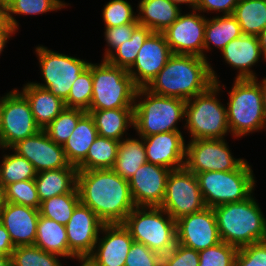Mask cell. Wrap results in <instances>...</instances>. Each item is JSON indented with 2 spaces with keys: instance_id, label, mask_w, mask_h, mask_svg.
<instances>
[{
  "instance_id": "cell-1",
  "label": "cell",
  "mask_w": 266,
  "mask_h": 266,
  "mask_svg": "<svg viewBox=\"0 0 266 266\" xmlns=\"http://www.w3.org/2000/svg\"><path fill=\"white\" fill-rule=\"evenodd\" d=\"M77 190L80 203L89 207L104 224H122L136 207L128 181L113 169L78 171Z\"/></svg>"
},
{
  "instance_id": "cell-2",
  "label": "cell",
  "mask_w": 266,
  "mask_h": 266,
  "mask_svg": "<svg viewBox=\"0 0 266 266\" xmlns=\"http://www.w3.org/2000/svg\"><path fill=\"white\" fill-rule=\"evenodd\" d=\"M209 59L172 54L165 66L145 87L151 93L187 101L219 82Z\"/></svg>"
},
{
  "instance_id": "cell-3",
  "label": "cell",
  "mask_w": 266,
  "mask_h": 266,
  "mask_svg": "<svg viewBox=\"0 0 266 266\" xmlns=\"http://www.w3.org/2000/svg\"><path fill=\"white\" fill-rule=\"evenodd\" d=\"M253 195L213 208L221 241L237 249L266 240V218Z\"/></svg>"
},
{
  "instance_id": "cell-4",
  "label": "cell",
  "mask_w": 266,
  "mask_h": 266,
  "mask_svg": "<svg viewBox=\"0 0 266 266\" xmlns=\"http://www.w3.org/2000/svg\"><path fill=\"white\" fill-rule=\"evenodd\" d=\"M186 101L177 97L160 96L145 87L136 91L133 128L140 137L181 131L177 124L185 120Z\"/></svg>"
},
{
  "instance_id": "cell-5",
  "label": "cell",
  "mask_w": 266,
  "mask_h": 266,
  "mask_svg": "<svg viewBox=\"0 0 266 266\" xmlns=\"http://www.w3.org/2000/svg\"><path fill=\"white\" fill-rule=\"evenodd\" d=\"M226 106L230 135L242 138L266 130V114L260 80L235 79Z\"/></svg>"
},
{
  "instance_id": "cell-6",
  "label": "cell",
  "mask_w": 266,
  "mask_h": 266,
  "mask_svg": "<svg viewBox=\"0 0 266 266\" xmlns=\"http://www.w3.org/2000/svg\"><path fill=\"white\" fill-rule=\"evenodd\" d=\"M223 87L226 85L216 82L207 91L186 101L183 127L191 140L224 139L229 135L226 106L218 99Z\"/></svg>"
},
{
  "instance_id": "cell-7",
  "label": "cell",
  "mask_w": 266,
  "mask_h": 266,
  "mask_svg": "<svg viewBox=\"0 0 266 266\" xmlns=\"http://www.w3.org/2000/svg\"><path fill=\"white\" fill-rule=\"evenodd\" d=\"M122 224L135 242L160 255L176 244V221L161 207L136 206Z\"/></svg>"
},
{
  "instance_id": "cell-8",
  "label": "cell",
  "mask_w": 266,
  "mask_h": 266,
  "mask_svg": "<svg viewBox=\"0 0 266 266\" xmlns=\"http://www.w3.org/2000/svg\"><path fill=\"white\" fill-rule=\"evenodd\" d=\"M93 78L92 99L89 110L134 108L138 87L127 69L110 64L91 62Z\"/></svg>"
},
{
  "instance_id": "cell-9",
  "label": "cell",
  "mask_w": 266,
  "mask_h": 266,
  "mask_svg": "<svg viewBox=\"0 0 266 266\" xmlns=\"http://www.w3.org/2000/svg\"><path fill=\"white\" fill-rule=\"evenodd\" d=\"M206 207L215 208L250 197L256 186L252 166L245 160L236 170L196 174Z\"/></svg>"
},
{
  "instance_id": "cell-10",
  "label": "cell",
  "mask_w": 266,
  "mask_h": 266,
  "mask_svg": "<svg viewBox=\"0 0 266 266\" xmlns=\"http://www.w3.org/2000/svg\"><path fill=\"white\" fill-rule=\"evenodd\" d=\"M44 83L33 82L47 89L62 101H66L73 82L89 66L88 61L48 49L43 45L35 47Z\"/></svg>"
},
{
  "instance_id": "cell-11",
  "label": "cell",
  "mask_w": 266,
  "mask_h": 266,
  "mask_svg": "<svg viewBox=\"0 0 266 266\" xmlns=\"http://www.w3.org/2000/svg\"><path fill=\"white\" fill-rule=\"evenodd\" d=\"M40 130L29 102L17 88L1 97L0 150L7 151L17 142Z\"/></svg>"
},
{
  "instance_id": "cell-12",
  "label": "cell",
  "mask_w": 266,
  "mask_h": 266,
  "mask_svg": "<svg viewBox=\"0 0 266 266\" xmlns=\"http://www.w3.org/2000/svg\"><path fill=\"white\" fill-rule=\"evenodd\" d=\"M160 207L175 221L202 211L206 206L197 176L186 167L171 170Z\"/></svg>"
},
{
  "instance_id": "cell-13",
  "label": "cell",
  "mask_w": 266,
  "mask_h": 266,
  "mask_svg": "<svg viewBox=\"0 0 266 266\" xmlns=\"http://www.w3.org/2000/svg\"><path fill=\"white\" fill-rule=\"evenodd\" d=\"M187 143L185 167L195 175L236 170L245 161L234 158L225 138L189 140Z\"/></svg>"
},
{
  "instance_id": "cell-14",
  "label": "cell",
  "mask_w": 266,
  "mask_h": 266,
  "mask_svg": "<svg viewBox=\"0 0 266 266\" xmlns=\"http://www.w3.org/2000/svg\"><path fill=\"white\" fill-rule=\"evenodd\" d=\"M181 13L163 34L172 54L195 55L204 58L206 16L200 11Z\"/></svg>"
},
{
  "instance_id": "cell-15",
  "label": "cell",
  "mask_w": 266,
  "mask_h": 266,
  "mask_svg": "<svg viewBox=\"0 0 266 266\" xmlns=\"http://www.w3.org/2000/svg\"><path fill=\"white\" fill-rule=\"evenodd\" d=\"M221 242L213 208L186 215L176 220V243L202 251Z\"/></svg>"
},
{
  "instance_id": "cell-16",
  "label": "cell",
  "mask_w": 266,
  "mask_h": 266,
  "mask_svg": "<svg viewBox=\"0 0 266 266\" xmlns=\"http://www.w3.org/2000/svg\"><path fill=\"white\" fill-rule=\"evenodd\" d=\"M104 223L87 206L79 203L65 225L70 259L88 258L94 250Z\"/></svg>"
},
{
  "instance_id": "cell-17",
  "label": "cell",
  "mask_w": 266,
  "mask_h": 266,
  "mask_svg": "<svg viewBox=\"0 0 266 266\" xmlns=\"http://www.w3.org/2000/svg\"><path fill=\"white\" fill-rule=\"evenodd\" d=\"M11 149L12 153L26 158L37 173L70 165L63 147L52 141L45 130L17 142Z\"/></svg>"
},
{
  "instance_id": "cell-18",
  "label": "cell",
  "mask_w": 266,
  "mask_h": 266,
  "mask_svg": "<svg viewBox=\"0 0 266 266\" xmlns=\"http://www.w3.org/2000/svg\"><path fill=\"white\" fill-rule=\"evenodd\" d=\"M172 55L163 32H152L139 49L136 61L127 70L134 84L146 87Z\"/></svg>"
},
{
  "instance_id": "cell-19",
  "label": "cell",
  "mask_w": 266,
  "mask_h": 266,
  "mask_svg": "<svg viewBox=\"0 0 266 266\" xmlns=\"http://www.w3.org/2000/svg\"><path fill=\"white\" fill-rule=\"evenodd\" d=\"M170 171L149 162L143 164L128 181L135 206L160 207Z\"/></svg>"
},
{
  "instance_id": "cell-20",
  "label": "cell",
  "mask_w": 266,
  "mask_h": 266,
  "mask_svg": "<svg viewBox=\"0 0 266 266\" xmlns=\"http://www.w3.org/2000/svg\"><path fill=\"white\" fill-rule=\"evenodd\" d=\"M133 241L123 224H104L94 250L87 259L95 266H125Z\"/></svg>"
},
{
  "instance_id": "cell-21",
  "label": "cell",
  "mask_w": 266,
  "mask_h": 266,
  "mask_svg": "<svg viewBox=\"0 0 266 266\" xmlns=\"http://www.w3.org/2000/svg\"><path fill=\"white\" fill-rule=\"evenodd\" d=\"M147 161L170 170L185 167L186 143L181 131L144 137Z\"/></svg>"
},
{
  "instance_id": "cell-22",
  "label": "cell",
  "mask_w": 266,
  "mask_h": 266,
  "mask_svg": "<svg viewBox=\"0 0 266 266\" xmlns=\"http://www.w3.org/2000/svg\"><path fill=\"white\" fill-rule=\"evenodd\" d=\"M39 209L5 202L0 222L10 234L14 247L34 245Z\"/></svg>"
},
{
  "instance_id": "cell-23",
  "label": "cell",
  "mask_w": 266,
  "mask_h": 266,
  "mask_svg": "<svg viewBox=\"0 0 266 266\" xmlns=\"http://www.w3.org/2000/svg\"><path fill=\"white\" fill-rule=\"evenodd\" d=\"M221 54L225 63L237 70L235 79H256L257 75L253 67L262 60L264 55L259 45L258 36L244 35L230 41Z\"/></svg>"
},
{
  "instance_id": "cell-24",
  "label": "cell",
  "mask_w": 266,
  "mask_h": 266,
  "mask_svg": "<svg viewBox=\"0 0 266 266\" xmlns=\"http://www.w3.org/2000/svg\"><path fill=\"white\" fill-rule=\"evenodd\" d=\"M29 102L37 126L44 130L65 108L64 101L47 89L27 82L20 91Z\"/></svg>"
},
{
  "instance_id": "cell-25",
  "label": "cell",
  "mask_w": 266,
  "mask_h": 266,
  "mask_svg": "<svg viewBox=\"0 0 266 266\" xmlns=\"http://www.w3.org/2000/svg\"><path fill=\"white\" fill-rule=\"evenodd\" d=\"M137 21L152 32H163L182 13V8L170 0H140Z\"/></svg>"
},
{
  "instance_id": "cell-26",
  "label": "cell",
  "mask_w": 266,
  "mask_h": 266,
  "mask_svg": "<svg viewBox=\"0 0 266 266\" xmlns=\"http://www.w3.org/2000/svg\"><path fill=\"white\" fill-rule=\"evenodd\" d=\"M77 173V167L71 164L66 168L37 173L34 180L40 203L72 192L77 187Z\"/></svg>"
},
{
  "instance_id": "cell-27",
  "label": "cell",
  "mask_w": 266,
  "mask_h": 266,
  "mask_svg": "<svg viewBox=\"0 0 266 266\" xmlns=\"http://www.w3.org/2000/svg\"><path fill=\"white\" fill-rule=\"evenodd\" d=\"M87 112L93 117L98 135L102 137L121 141L128 135V128L134 126V108L88 110Z\"/></svg>"
},
{
  "instance_id": "cell-28",
  "label": "cell",
  "mask_w": 266,
  "mask_h": 266,
  "mask_svg": "<svg viewBox=\"0 0 266 266\" xmlns=\"http://www.w3.org/2000/svg\"><path fill=\"white\" fill-rule=\"evenodd\" d=\"M97 136L94 119L86 112L62 146L68 162L77 167L86 158L88 149Z\"/></svg>"
},
{
  "instance_id": "cell-29",
  "label": "cell",
  "mask_w": 266,
  "mask_h": 266,
  "mask_svg": "<svg viewBox=\"0 0 266 266\" xmlns=\"http://www.w3.org/2000/svg\"><path fill=\"white\" fill-rule=\"evenodd\" d=\"M241 35L240 25L233 15L206 17L204 58H208L205 53L211 51L212 46L221 51L230 41Z\"/></svg>"
},
{
  "instance_id": "cell-30",
  "label": "cell",
  "mask_w": 266,
  "mask_h": 266,
  "mask_svg": "<svg viewBox=\"0 0 266 266\" xmlns=\"http://www.w3.org/2000/svg\"><path fill=\"white\" fill-rule=\"evenodd\" d=\"M147 161L144 138H123L118 146L117 157L112 168L121 178L129 181Z\"/></svg>"
},
{
  "instance_id": "cell-31",
  "label": "cell",
  "mask_w": 266,
  "mask_h": 266,
  "mask_svg": "<svg viewBox=\"0 0 266 266\" xmlns=\"http://www.w3.org/2000/svg\"><path fill=\"white\" fill-rule=\"evenodd\" d=\"M34 245L46 252L58 254L62 258H70L65 226L41 215L37 223Z\"/></svg>"
},
{
  "instance_id": "cell-32",
  "label": "cell",
  "mask_w": 266,
  "mask_h": 266,
  "mask_svg": "<svg viewBox=\"0 0 266 266\" xmlns=\"http://www.w3.org/2000/svg\"><path fill=\"white\" fill-rule=\"evenodd\" d=\"M232 15L242 34L258 36L266 27V0H239Z\"/></svg>"
},
{
  "instance_id": "cell-33",
  "label": "cell",
  "mask_w": 266,
  "mask_h": 266,
  "mask_svg": "<svg viewBox=\"0 0 266 266\" xmlns=\"http://www.w3.org/2000/svg\"><path fill=\"white\" fill-rule=\"evenodd\" d=\"M120 141L97 136L88 149L86 158L77 166L78 171L112 169Z\"/></svg>"
},
{
  "instance_id": "cell-34",
  "label": "cell",
  "mask_w": 266,
  "mask_h": 266,
  "mask_svg": "<svg viewBox=\"0 0 266 266\" xmlns=\"http://www.w3.org/2000/svg\"><path fill=\"white\" fill-rule=\"evenodd\" d=\"M62 0H5L6 20L18 31L19 22L13 15H39L67 8Z\"/></svg>"
},
{
  "instance_id": "cell-35",
  "label": "cell",
  "mask_w": 266,
  "mask_h": 266,
  "mask_svg": "<svg viewBox=\"0 0 266 266\" xmlns=\"http://www.w3.org/2000/svg\"><path fill=\"white\" fill-rule=\"evenodd\" d=\"M80 203L77 187L70 193L55 196L41 202L39 212L41 216L66 225L76 206Z\"/></svg>"
},
{
  "instance_id": "cell-36",
  "label": "cell",
  "mask_w": 266,
  "mask_h": 266,
  "mask_svg": "<svg viewBox=\"0 0 266 266\" xmlns=\"http://www.w3.org/2000/svg\"><path fill=\"white\" fill-rule=\"evenodd\" d=\"M0 161V185H7L24 180H34L37 172L33 165L24 157L15 152L2 155Z\"/></svg>"
},
{
  "instance_id": "cell-37",
  "label": "cell",
  "mask_w": 266,
  "mask_h": 266,
  "mask_svg": "<svg viewBox=\"0 0 266 266\" xmlns=\"http://www.w3.org/2000/svg\"><path fill=\"white\" fill-rule=\"evenodd\" d=\"M152 31L142 25H138L130 40L123 42L106 60L115 66L129 69L136 61L139 49Z\"/></svg>"
},
{
  "instance_id": "cell-38",
  "label": "cell",
  "mask_w": 266,
  "mask_h": 266,
  "mask_svg": "<svg viewBox=\"0 0 266 266\" xmlns=\"http://www.w3.org/2000/svg\"><path fill=\"white\" fill-rule=\"evenodd\" d=\"M59 257L62 256L46 252L35 245L17 246L12 251V266H63Z\"/></svg>"
},
{
  "instance_id": "cell-39",
  "label": "cell",
  "mask_w": 266,
  "mask_h": 266,
  "mask_svg": "<svg viewBox=\"0 0 266 266\" xmlns=\"http://www.w3.org/2000/svg\"><path fill=\"white\" fill-rule=\"evenodd\" d=\"M85 113L81 109L64 108L44 130L52 141L63 146Z\"/></svg>"
},
{
  "instance_id": "cell-40",
  "label": "cell",
  "mask_w": 266,
  "mask_h": 266,
  "mask_svg": "<svg viewBox=\"0 0 266 266\" xmlns=\"http://www.w3.org/2000/svg\"><path fill=\"white\" fill-rule=\"evenodd\" d=\"M93 91V78L91 62L89 66L73 82L68 98L64 102L65 108L81 109L88 111L91 104Z\"/></svg>"
},
{
  "instance_id": "cell-41",
  "label": "cell",
  "mask_w": 266,
  "mask_h": 266,
  "mask_svg": "<svg viewBox=\"0 0 266 266\" xmlns=\"http://www.w3.org/2000/svg\"><path fill=\"white\" fill-rule=\"evenodd\" d=\"M5 202L23 205L34 209L40 208V200L35 180H24L7 185L4 188Z\"/></svg>"
},
{
  "instance_id": "cell-42",
  "label": "cell",
  "mask_w": 266,
  "mask_h": 266,
  "mask_svg": "<svg viewBox=\"0 0 266 266\" xmlns=\"http://www.w3.org/2000/svg\"><path fill=\"white\" fill-rule=\"evenodd\" d=\"M127 0H110L102 9L105 27H115L138 22L137 14Z\"/></svg>"
},
{
  "instance_id": "cell-43",
  "label": "cell",
  "mask_w": 266,
  "mask_h": 266,
  "mask_svg": "<svg viewBox=\"0 0 266 266\" xmlns=\"http://www.w3.org/2000/svg\"><path fill=\"white\" fill-rule=\"evenodd\" d=\"M238 249L226 242L199 251V266H235Z\"/></svg>"
},
{
  "instance_id": "cell-44",
  "label": "cell",
  "mask_w": 266,
  "mask_h": 266,
  "mask_svg": "<svg viewBox=\"0 0 266 266\" xmlns=\"http://www.w3.org/2000/svg\"><path fill=\"white\" fill-rule=\"evenodd\" d=\"M138 25V22H133L115 27H105L104 39L107 47L104 50L103 60H106L123 42L130 40Z\"/></svg>"
},
{
  "instance_id": "cell-45",
  "label": "cell",
  "mask_w": 266,
  "mask_h": 266,
  "mask_svg": "<svg viewBox=\"0 0 266 266\" xmlns=\"http://www.w3.org/2000/svg\"><path fill=\"white\" fill-rule=\"evenodd\" d=\"M125 266H162V255L142 243L133 241Z\"/></svg>"
},
{
  "instance_id": "cell-46",
  "label": "cell",
  "mask_w": 266,
  "mask_h": 266,
  "mask_svg": "<svg viewBox=\"0 0 266 266\" xmlns=\"http://www.w3.org/2000/svg\"><path fill=\"white\" fill-rule=\"evenodd\" d=\"M235 266H266V240L239 248Z\"/></svg>"
},
{
  "instance_id": "cell-47",
  "label": "cell",
  "mask_w": 266,
  "mask_h": 266,
  "mask_svg": "<svg viewBox=\"0 0 266 266\" xmlns=\"http://www.w3.org/2000/svg\"><path fill=\"white\" fill-rule=\"evenodd\" d=\"M162 266H199V252L176 243L171 251L162 255Z\"/></svg>"
},
{
  "instance_id": "cell-48",
  "label": "cell",
  "mask_w": 266,
  "mask_h": 266,
  "mask_svg": "<svg viewBox=\"0 0 266 266\" xmlns=\"http://www.w3.org/2000/svg\"><path fill=\"white\" fill-rule=\"evenodd\" d=\"M239 0H198L196 9L201 13H217L232 15Z\"/></svg>"
},
{
  "instance_id": "cell-49",
  "label": "cell",
  "mask_w": 266,
  "mask_h": 266,
  "mask_svg": "<svg viewBox=\"0 0 266 266\" xmlns=\"http://www.w3.org/2000/svg\"><path fill=\"white\" fill-rule=\"evenodd\" d=\"M14 248L10 234L0 222V256H11Z\"/></svg>"
},
{
  "instance_id": "cell-50",
  "label": "cell",
  "mask_w": 266,
  "mask_h": 266,
  "mask_svg": "<svg viewBox=\"0 0 266 266\" xmlns=\"http://www.w3.org/2000/svg\"><path fill=\"white\" fill-rule=\"evenodd\" d=\"M16 30L12 27V25L6 20L4 23L0 24V55L4 51L3 49L6 47L8 43V39L16 34Z\"/></svg>"
},
{
  "instance_id": "cell-51",
  "label": "cell",
  "mask_w": 266,
  "mask_h": 266,
  "mask_svg": "<svg viewBox=\"0 0 266 266\" xmlns=\"http://www.w3.org/2000/svg\"><path fill=\"white\" fill-rule=\"evenodd\" d=\"M259 45L261 47V51L266 59V27L262 30V32L258 35Z\"/></svg>"
},
{
  "instance_id": "cell-52",
  "label": "cell",
  "mask_w": 266,
  "mask_h": 266,
  "mask_svg": "<svg viewBox=\"0 0 266 266\" xmlns=\"http://www.w3.org/2000/svg\"><path fill=\"white\" fill-rule=\"evenodd\" d=\"M174 4H177L178 6L186 4L190 8V10H195L198 0H170Z\"/></svg>"
},
{
  "instance_id": "cell-53",
  "label": "cell",
  "mask_w": 266,
  "mask_h": 266,
  "mask_svg": "<svg viewBox=\"0 0 266 266\" xmlns=\"http://www.w3.org/2000/svg\"><path fill=\"white\" fill-rule=\"evenodd\" d=\"M261 85V91H262V96H263V107H264V112L266 114V77L260 81Z\"/></svg>"
},
{
  "instance_id": "cell-54",
  "label": "cell",
  "mask_w": 266,
  "mask_h": 266,
  "mask_svg": "<svg viewBox=\"0 0 266 266\" xmlns=\"http://www.w3.org/2000/svg\"><path fill=\"white\" fill-rule=\"evenodd\" d=\"M6 21L5 3H0V24Z\"/></svg>"
},
{
  "instance_id": "cell-55",
  "label": "cell",
  "mask_w": 266,
  "mask_h": 266,
  "mask_svg": "<svg viewBox=\"0 0 266 266\" xmlns=\"http://www.w3.org/2000/svg\"><path fill=\"white\" fill-rule=\"evenodd\" d=\"M0 266H12L11 256H0Z\"/></svg>"
},
{
  "instance_id": "cell-56",
  "label": "cell",
  "mask_w": 266,
  "mask_h": 266,
  "mask_svg": "<svg viewBox=\"0 0 266 266\" xmlns=\"http://www.w3.org/2000/svg\"><path fill=\"white\" fill-rule=\"evenodd\" d=\"M4 204H5L4 188L0 185V213L4 207Z\"/></svg>"
},
{
  "instance_id": "cell-57",
  "label": "cell",
  "mask_w": 266,
  "mask_h": 266,
  "mask_svg": "<svg viewBox=\"0 0 266 266\" xmlns=\"http://www.w3.org/2000/svg\"><path fill=\"white\" fill-rule=\"evenodd\" d=\"M80 263V266H95L89 259H76Z\"/></svg>"
},
{
  "instance_id": "cell-58",
  "label": "cell",
  "mask_w": 266,
  "mask_h": 266,
  "mask_svg": "<svg viewBox=\"0 0 266 266\" xmlns=\"http://www.w3.org/2000/svg\"><path fill=\"white\" fill-rule=\"evenodd\" d=\"M0 134H1V96H0Z\"/></svg>"
}]
</instances>
